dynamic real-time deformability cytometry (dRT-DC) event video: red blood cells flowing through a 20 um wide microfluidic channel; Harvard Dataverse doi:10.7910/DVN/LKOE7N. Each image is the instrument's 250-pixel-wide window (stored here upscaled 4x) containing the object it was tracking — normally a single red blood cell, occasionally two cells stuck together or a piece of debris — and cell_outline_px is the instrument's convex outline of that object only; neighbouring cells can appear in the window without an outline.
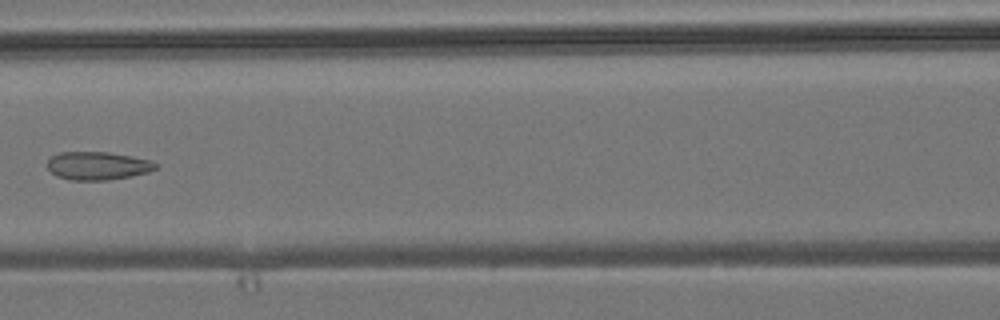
{"species": "common noctule bat (a hibernating species)", "species_latin": "Nyctalus noctula", "temperature_condition": "room temperature", "stored_images_in_passage": 6, "camera_frame_rate_fps": 3000, "um_per_image_px": 0.085, "animal": {"sex": "male", "body_mass_g": 19.2, "forearm_length_mm": 51.8}, "frame": {"image": 1, "passage_image": 6, "time_ms": 7.333, "image_size_px": [1000, 320], "cell_outline_px": [[160, 164], [156, 168], [148, 172], [132, 176], [108, 180], [68, 180], [56, 176], [48, 168], [48, 160], [52, 156], [60, 152], [108, 152], [148, 160]], "centroid_in_image_um": [8.29, 14.1], "position_along_channel_um": 158.3, "area_um2": 17.69}}